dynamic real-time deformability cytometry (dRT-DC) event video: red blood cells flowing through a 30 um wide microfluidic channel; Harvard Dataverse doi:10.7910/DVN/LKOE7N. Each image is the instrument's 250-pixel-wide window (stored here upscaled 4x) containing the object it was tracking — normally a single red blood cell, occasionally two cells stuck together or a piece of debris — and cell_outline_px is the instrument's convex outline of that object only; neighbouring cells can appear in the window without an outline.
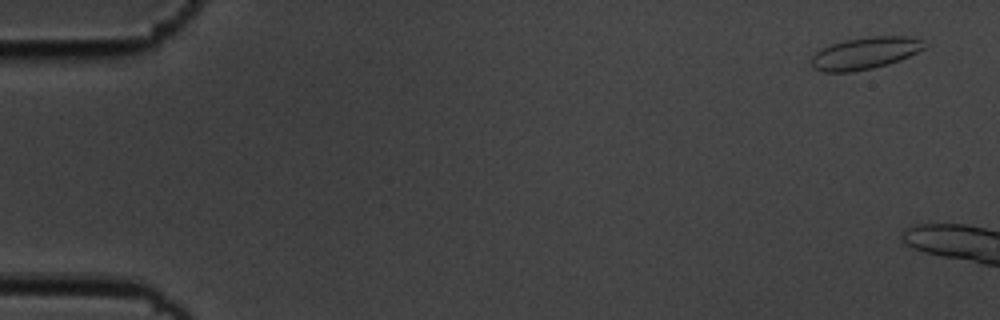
{"species": "common noctule bat (a hibernating species)", "species_latin": "Nyctalus noctula", "temperature_condition": "cold", "stored_images_in_passage": 4, "camera_frame_rate_fps": 3000, "um_per_image_px": 0.085, "animal": {"sex": "male", "body_mass_g": 19.5, "forearm_length_mm": 54.6}, "frame": {"image": 1, "passage_image": 1, "time_ms": 0.0, "image_size_px": [1000, 320], "cell_outline_px": [[928, 44], [924, 48], [900, 60], [888, 64], [872, 68], [852, 72], [824, 72], [812, 68], [812, 56], [816, 52], [832, 44], [844, 40], [872, 36], [908, 36], [920, 40]], "centroid_in_image_um": [73.53, 4.52], "position_along_channel_um": 11.5, "area_um2": 20.92}}